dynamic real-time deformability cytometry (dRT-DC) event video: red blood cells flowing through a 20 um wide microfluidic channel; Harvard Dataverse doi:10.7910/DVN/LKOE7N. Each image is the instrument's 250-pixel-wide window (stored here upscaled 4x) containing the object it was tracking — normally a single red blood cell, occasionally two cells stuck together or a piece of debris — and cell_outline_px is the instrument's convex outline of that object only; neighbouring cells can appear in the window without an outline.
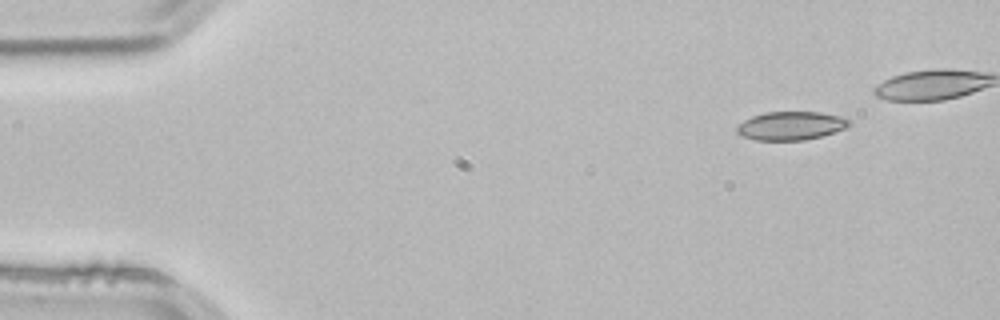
{"species": "common noctule bat (a hibernating species)", "species_latin": "Nyctalus noctula", "temperature_condition": "room temperature", "stored_images_in_passage": 4, "camera_frame_rate_fps": 3000, "um_per_image_px": 0.085, "animal": {"sex": "male", "body_mass_g": 21.5, "forearm_length_mm": 52.0}, "frame": {"image": 1, "passage_image": 1, "time_ms": 0.0, "image_size_px": [1000, 320], "cell_outline_px": [[852, 124], [844, 128], [820, 136], [804, 140], [756, 140], [740, 136], [736, 132], [736, 128], [744, 120], [752, 116], [764, 112], [820, 112], [840, 116], [848, 120]], "centroid_in_image_um": [67.18, 10.69], "position_along_channel_um": 17.8, "area_um2": 18.5}}